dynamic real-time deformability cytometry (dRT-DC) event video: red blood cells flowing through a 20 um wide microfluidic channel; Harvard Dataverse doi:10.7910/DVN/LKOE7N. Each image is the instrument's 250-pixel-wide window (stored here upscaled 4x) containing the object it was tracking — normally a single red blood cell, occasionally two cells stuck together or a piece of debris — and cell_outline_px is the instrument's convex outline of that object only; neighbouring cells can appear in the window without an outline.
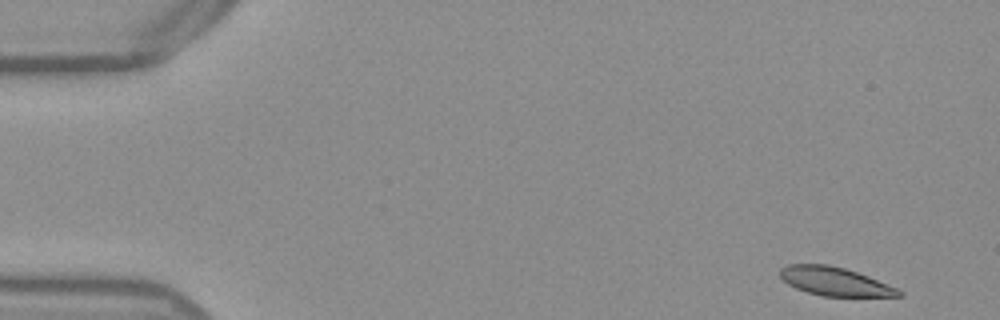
{"species": "Egyptian fruit bat (a non-hibernating species)", "species_latin": "Rousettus aegyptiacus", "temperature_condition": "warm", "stored_images_in_passage": 51, "camera_frame_rate_fps": 3000, "um_per_image_px": 0.085, "frame": {"image": 1, "passage_image": 1, "time_ms": 0.0, "image_size_px": [1000, 320], "cell_outline_px": [[904, 296], [820, 296], [796, 288], [788, 284], [780, 276], [780, 268], [788, 264], [828, 264], [844, 268], [868, 276], [896, 288], [904, 292]], "centroid_in_image_um": [70.95, 23.92], "position_along_channel_um": 14.1, "area_um2": 19.59}}
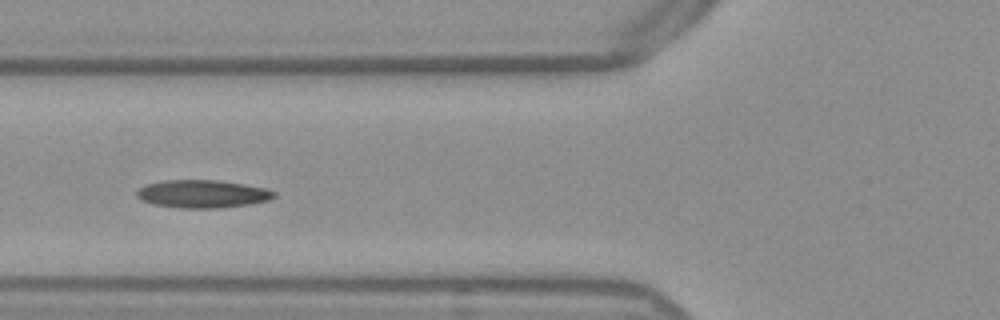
{"frame": {"image": 2, "passage_image": 18, "time_ms": 5.667, "image_size_px": [1000, 320], "cell_outline_px": [[276, 196], [268, 200], [252, 204], [216, 208], [176, 208], [152, 204], [140, 200], [136, 196], [136, 192], [144, 184], [160, 180], [216, 180], [244, 184], [264, 188], [276, 192]], "centroid_in_image_um": [17.16, 16.48], "position_along_channel_um": 108.6, "area_um2": 22.54}}
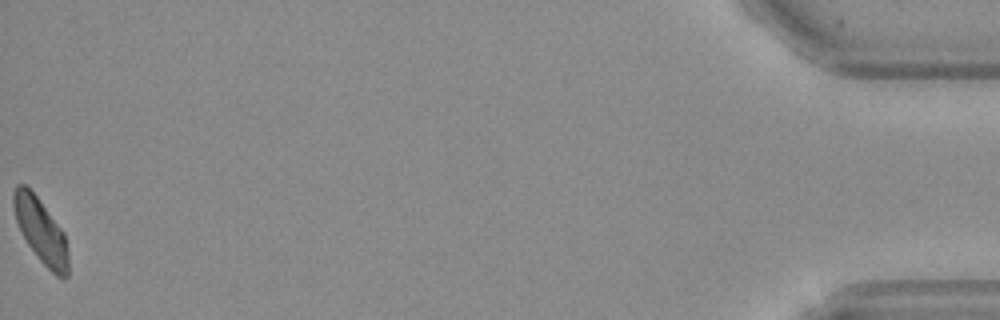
{"frame": {"image": 3, "passage_image": 51, "time_ms": 16.667, "image_size_px": [1000, 320], "cell_outline_px": [[68, 276], [64, 280], [56, 276], [40, 260], [28, 244], [16, 220], [12, 204], [12, 192], [16, 184], [24, 184], [40, 200], [64, 232], [68, 256]], "centroid_in_image_um": [3.47, 19.61], "position_along_channel_um": 431.7, "area_um2": 20.4}}